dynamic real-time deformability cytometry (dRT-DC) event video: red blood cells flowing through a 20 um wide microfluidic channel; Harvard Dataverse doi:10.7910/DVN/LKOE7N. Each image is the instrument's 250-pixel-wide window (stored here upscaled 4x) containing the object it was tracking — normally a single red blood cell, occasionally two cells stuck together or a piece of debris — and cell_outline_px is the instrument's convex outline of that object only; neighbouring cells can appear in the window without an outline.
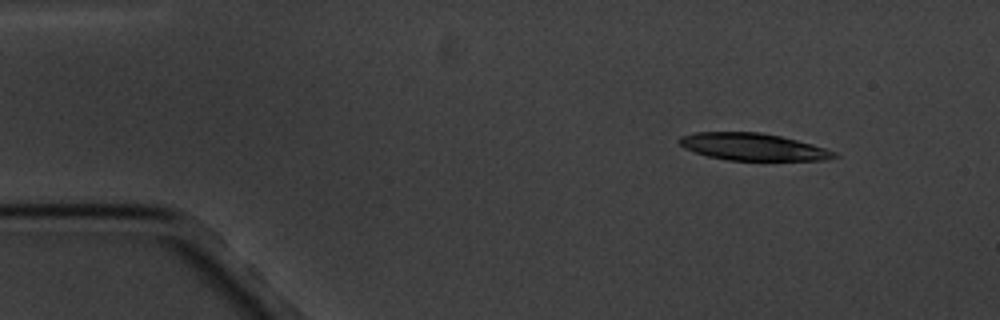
{"species": "common noctule bat (a hibernating species)", "species_latin": "Nyctalus noctula", "temperature_condition": "cold", "stored_images_in_passage": 5, "camera_frame_rate_fps": 3000, "um_per_image_px": 0.085, "animal": {"sex": "male", "body_mass_g": 20.1, "forearm_length_mm": 53.5}, "frame": {"image": 1, "passage_image": 1, "time_ms": 0.0, "image_size_px": [1000, 320], "cell_outline_px": [[840, 156], [828, 160], [728, 160], [708, 156], [684, 148], [676, 140], [680, 136], [696, 132], [760, 132], [780, 136], [812, 144], [836, 152]], "centroid_in_image_um": [63.99, 12.48], "position_along_channel_um": 21.0, "area_um2": 24.45}}